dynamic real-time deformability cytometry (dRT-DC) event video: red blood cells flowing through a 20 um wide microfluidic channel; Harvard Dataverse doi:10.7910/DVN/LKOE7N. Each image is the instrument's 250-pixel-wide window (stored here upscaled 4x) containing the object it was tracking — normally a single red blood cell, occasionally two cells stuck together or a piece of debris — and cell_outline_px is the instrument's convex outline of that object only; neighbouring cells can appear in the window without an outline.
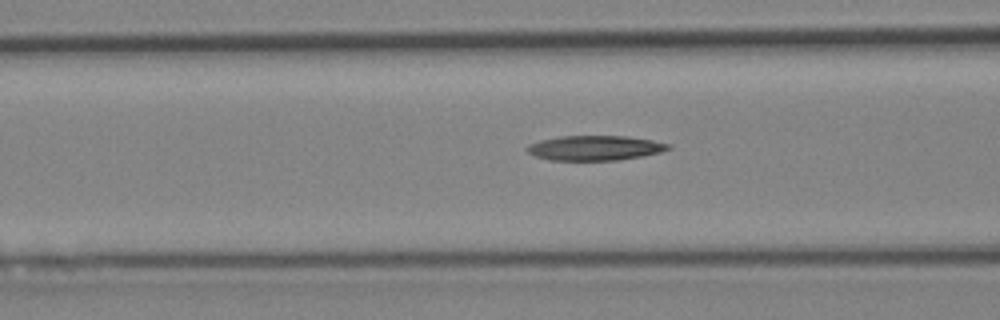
{"species": "Egyptian fruit bat (a non-hibernating species)", "species_latin": "Rousettus aegyptiacus", "temperature_condition": "cold", "stored_images_in_passage": 33, "camera_frame_rate_fps": 3000, "um_per_image_px": 0.085, "animal": {"sex": "female"}, "frame": {"image": 1, "passage_image": 14, "time_ms": 4.333, "image_size_px": [1000, 320], "cell_outline_px": [[672, 148], [660, 152], [640, 156], [616, 160], [548, 160], [536, 156], [528, 152], [524, 148], [528, 144], [540, 140], [560, 136], [628, 136], [652, 140], [672, 144]], "centroid_in_image_um": [50.55, 12.57], "position_along_channel_um": 116.0, "area_um2": 20.46}}
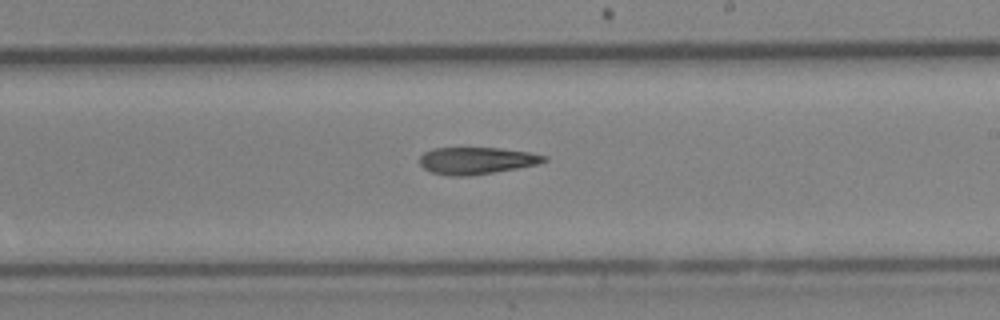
{"frame": {"image": 2, "passage_image": 23, "time_ms": 7.333, "image_size_px": [1000, 320], "cell_outline_px": [[548, 160], [536, 164], [516, 168], [468, 176], [448, 176], [432, 172], [424, 168], [420, 164], [420, 156], [424, 152], [432, 148], [500, 148], [528, 152], [548, 156]], "centroid_in_image_um": [40.48, 13.65], "position_along_channel_um": 248.5, "area_um2": 19.42}}
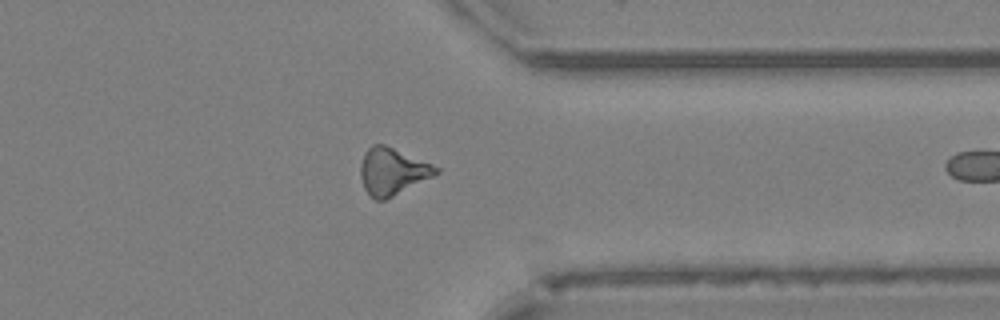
{"frame": {"image": 3, "passage_image": 32, "time_ms": 10.333, "image_size_px": [1000, 320], "cell_outline_px": [[440, 172], [384, 200], [376, 200], [364, 188], [360, 176], [360, 164], [364, 152], [372, 144], [384, 144], [432, 164], [440, 168]], "centroid_in_image_um": [33.32, 14.54], "position_along_channel_um": 378.1, "area_um2": 20.29}}